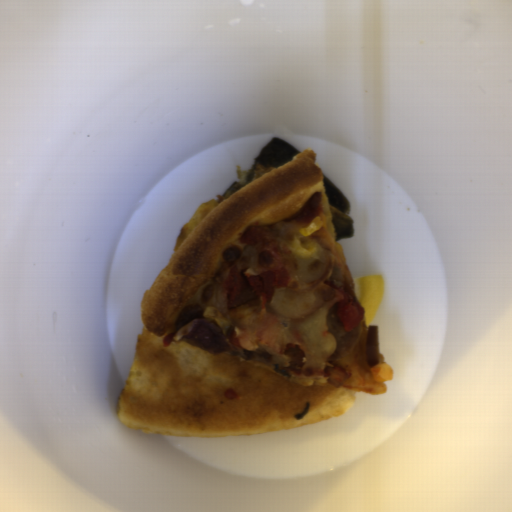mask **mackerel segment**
<instances>
[{"label": "mackerel segment", "instance_id": "2", "mask_svg": "<svg viewBox=\"0 0 512 512\" xmlns=\"http://www.w3.org/2000/svg\"><path fill=\"white\" fill-rule=\"evenodd\" d=\"M322 180L329 204L332 230L336 240L352 238L354 218H350L351 202L322 172Z\"/></svg>", "mask_w": 512, "mask_h": 512}, {"label": "mackerel segment", "instance_id": "1", "mask_svg": "<svg viewBox=\"0 0 512 512\" xmlns=\"http://www.w3.org/2000/svg\"><path fill=\"white\" fill-rule=\"evenodd\" d=\"M299 152L301 151L281 137H271L254 158L246 176L234 181L216 202L219 203L258 177L289 162Z\"/></svg>", "mask_w": 512, "mask_h": 512}]
</instances>
